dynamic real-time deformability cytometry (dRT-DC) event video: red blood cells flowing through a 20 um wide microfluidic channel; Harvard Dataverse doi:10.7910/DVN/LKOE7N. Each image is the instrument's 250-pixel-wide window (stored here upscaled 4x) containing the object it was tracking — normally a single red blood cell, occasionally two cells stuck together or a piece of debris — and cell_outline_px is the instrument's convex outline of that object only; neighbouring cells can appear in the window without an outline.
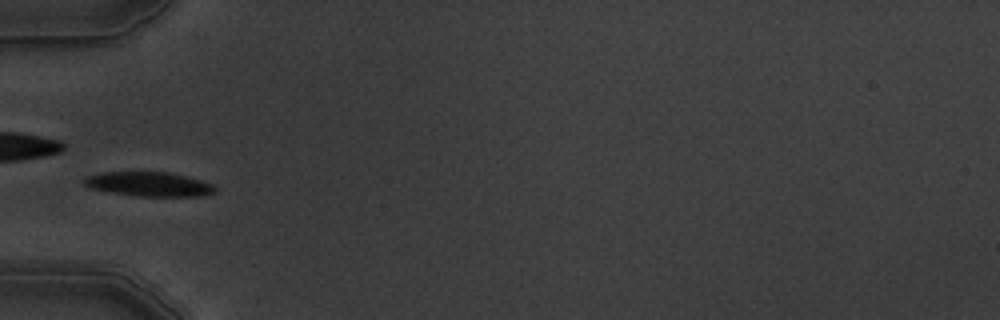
{"species": "common noctule bat (a hibernating species)", "species_latin": "Nyctalus noctula", "temperature_condition": "warm", "stored_images_in_passage": 3, "camera_frame_rate_fps": 3000, "um_per_image_px": 0.085, "animal": {"sex": "male", "body_mass_g": 19.5, "forearm_length_mm": 54.6}, "frame": {"image": 1, "passage_image": 3, "time_ms": 2.333, "image_size_px": [1000, 320], "cell_outline_px": [[216, 192], [204, 196], [140, 196], [112, 192], [92, 188], [84, 184], [80, 180], [84, 176], [100, 172], [168, 172], [216, 184]], "centroid_in_image_um": [12.67, 15.64], "position_along_channel_um": 72.3, "area_um2": 18.67}}